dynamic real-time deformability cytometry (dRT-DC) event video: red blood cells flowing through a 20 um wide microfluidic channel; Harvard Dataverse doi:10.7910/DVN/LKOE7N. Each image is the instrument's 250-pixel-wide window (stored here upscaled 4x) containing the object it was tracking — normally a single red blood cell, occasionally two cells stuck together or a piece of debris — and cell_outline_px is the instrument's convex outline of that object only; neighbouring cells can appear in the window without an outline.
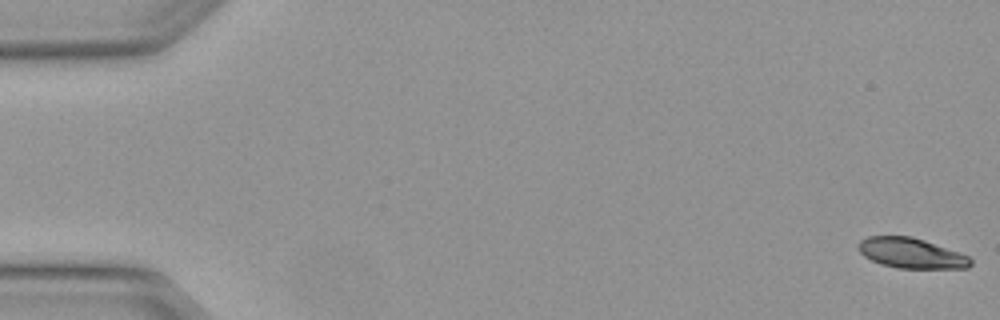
{"species": "Egyptian fruit bat (a non-hibernating species)", "species_latin": "Rousettus aegyptiacus", "temperature_condition": "warm", "stored_images_in_passage": 5, "segment_of_instrument_passage": [2, 2], "camera_frame_rate_fps": 3000, "um_per_image_px": 0.085, "animal": {"sex": "female"}, "frame": {"image": 1, "passage_image": 5, "time_ms": 1.333, "image_size_px": [1000, 320], "cell_outline_px": [[972, 264], [968, 268], [896, 268], [880, 264], [864, 256], [856, 248], [856, 244], [860, 240], [868, 236], [912, 236], [924, 240], [968, 256], [972, 260]], "centroid_in_image_um": [77.4, 21.52], "position_along_channel_um": 7.6, "area_um2": 19.77}}